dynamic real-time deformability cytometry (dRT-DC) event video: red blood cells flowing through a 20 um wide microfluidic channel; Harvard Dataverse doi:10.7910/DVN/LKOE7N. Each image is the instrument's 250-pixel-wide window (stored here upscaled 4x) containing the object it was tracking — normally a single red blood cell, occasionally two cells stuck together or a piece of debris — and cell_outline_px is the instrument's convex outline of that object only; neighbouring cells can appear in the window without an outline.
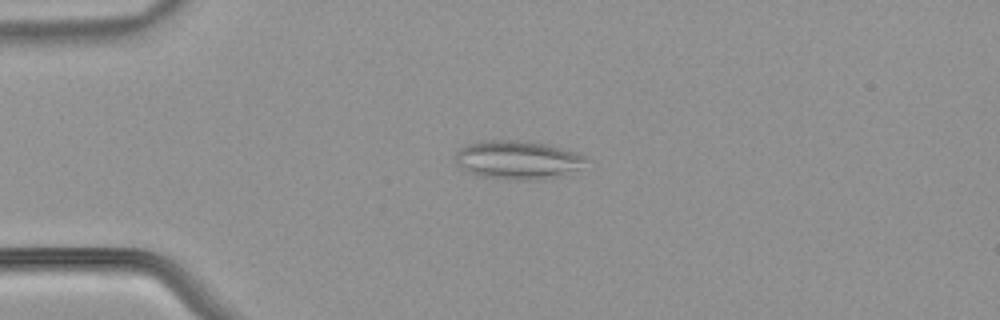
{"species": "common noctule bat (a hibernating species)", "species_latin": "Nyctalus noctula", "temperature_condition": "warm", "stored_images_in_passage": 45, "camera_frame_rate_fps": 3000, "um_per_image_px": 0.085, "animal": {"sex": "male", "body_mass_g": 21.5, "forearm_length_mm": 52.0}, "frame": {"image": 1, "passage_image": 6, "time_ms": 1.667, "image_size_px": [1000, 320], "cell_outline_px": [[588, 160], [576, 168], [556, 176], [544, 180], [520, 180], [476, 176], [468, 172], [456, 164], [456, 152], [460, 148], [468, 144], [484, 140], [524, 140], [548, 144], [576, 152], [584, 156]], "centroid_in_image_um": [43.94, 13.58], "position_along_channel_um": 41.1, "area_um2": 29.25}}
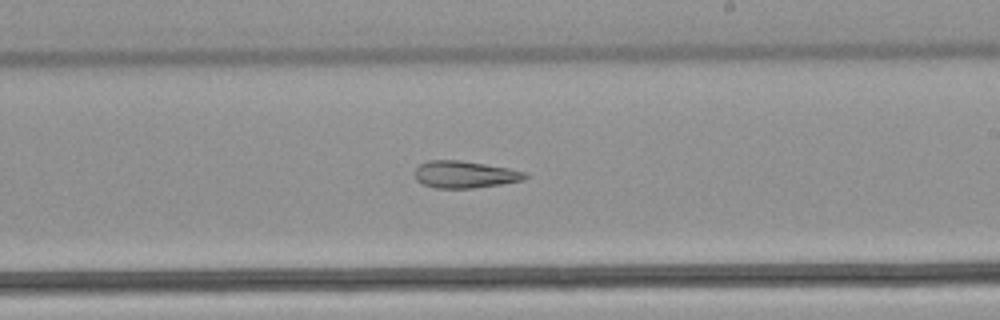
{"frame": {"image": 2, "passage_image": 24, "time_ms": 7.667, "image_size_px": [1000, 320], "cell_outline_px": [[528, 176], [524, 180], [500, 184], [472, 188], [436, 188], [424, 184], [416, 180], [416, 168], [420, 164], [428, 160], [460, 160], [508, 168], [524, 172]], "centroid_in_image_um": [39.49, 14.83], "position_along_channel_um": 249.5, "area_um2": 17.17}}
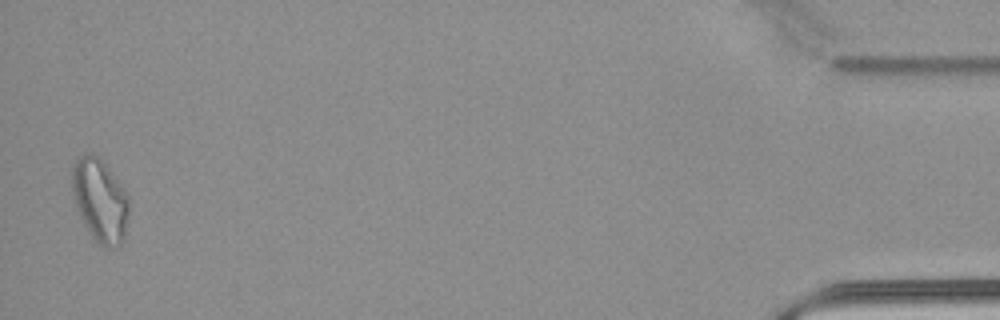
{"frame": {"image": 3, "passage_image": 44, "time_ms": 14.333, "image_size_px": [1000, 320], "cell_outline_px": [[128, 220], [124, 240], [120, 244], [108, 248], [104, 248], [88, 232], [76, 208], [72, 192], [72, 164], [84, 152], [92, 152], [108, 168], [120, 184], [128, 196]], "centroid_in_image_um": [8.48, 17.03], "position_along_channel_um": 426.7, "area_um2": 27.51}, "authors_computed_cell_mechanics": {"area_um2": 21.4438, "velocity_mm_per_s": 3.9954, "shape_relaxation_time_tau1_ms": null, "shape_relaxation_time_tau2_ms": 11.2185, "deformation_change_tau1": null, "deformation_change_tau2": 0.2889}}